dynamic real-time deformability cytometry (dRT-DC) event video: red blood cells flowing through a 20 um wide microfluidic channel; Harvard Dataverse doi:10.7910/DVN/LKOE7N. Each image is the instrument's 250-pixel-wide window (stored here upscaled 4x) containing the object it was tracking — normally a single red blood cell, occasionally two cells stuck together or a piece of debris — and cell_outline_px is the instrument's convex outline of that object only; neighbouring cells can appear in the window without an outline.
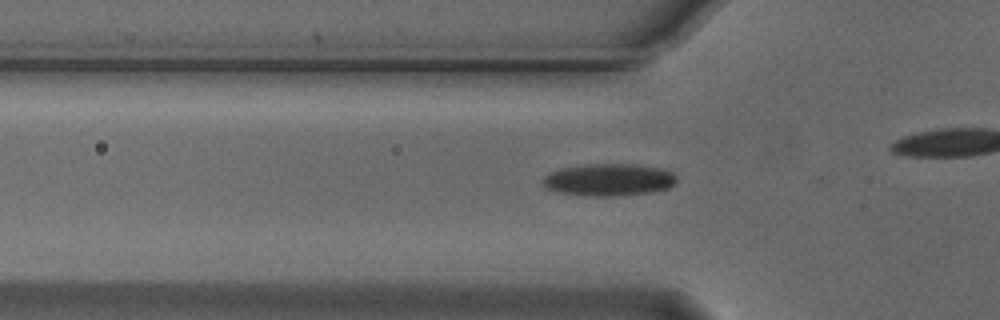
{"species": "Egyptian fruit bat (a non-hibernating species)", "species_latin": "Rousettus aegyptiacus", "temperature_condition": "cold", "stored_images_in_passage": 38, "camera_frame_rate_fps": 3000, "um_per_image_px": 0.085, "animal": {"sex": "male"}, "frame": {"image": 1, "passage_image": 13, "time_ms": 4.0, "image_size_px": [1000, 320], "cell_outline_px": [[676, 180], [668, 188], [652, 192], [616, 196], [588, 196], [560, 192], [548, 188], [544, 184], [544, 176], [560, 168], [584, 164], [636, 164], [660, 168], [672, 172], [676, 176]], "centroid_in_image_um": [51.77, 15.27], "position_along_channel_um": 74.0, "area_um2": 24.97}}
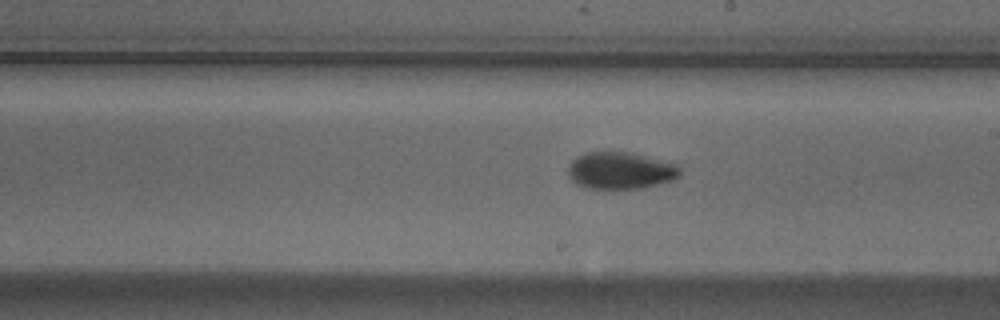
{"frame": {"image": 2, "passage_image": 26, "time_ms": 8.333, "image_size_px": [1000, 320], "cell_outline_px": [[680, 176], [672, 180], [640, 188], [584, 188], [576, 184], [568, 176], [568, 168], [572, 160], [576, 156], [588, 152], [632, 152], [676, 164], [680, 168]], "centroid_in_image_um": [52.71, 14.49], "position_along_channel_um": 236.3, "area_um2": 24.04}}
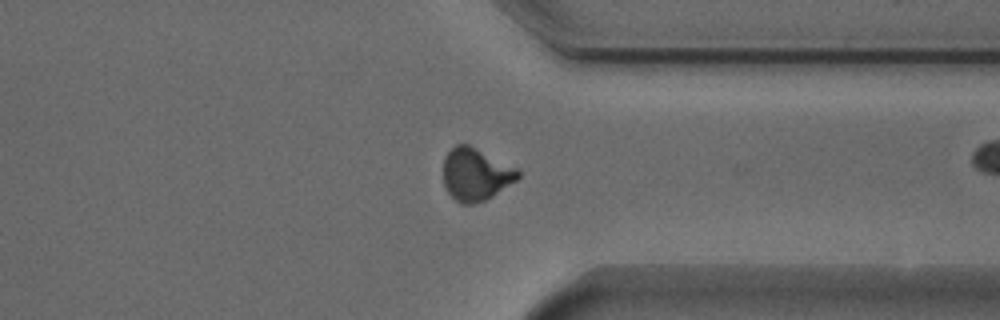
{"frame": {"image": 3, "passage_image": 37, "time_ms": 12.0, "image_size_px": [1000, 320], "cell_outline_px": [[520, 176], [516, 180], [492, 196], [476, 204], [460, 204], [448, 192], [444, 184], [444, 156], [456, 144], [468, 144], [516, 168], [520, 172]], "centroid_in_image_um": [40.41, 14.83], "position_along_channel_um": 371.0, "area_um2": 22.54}}